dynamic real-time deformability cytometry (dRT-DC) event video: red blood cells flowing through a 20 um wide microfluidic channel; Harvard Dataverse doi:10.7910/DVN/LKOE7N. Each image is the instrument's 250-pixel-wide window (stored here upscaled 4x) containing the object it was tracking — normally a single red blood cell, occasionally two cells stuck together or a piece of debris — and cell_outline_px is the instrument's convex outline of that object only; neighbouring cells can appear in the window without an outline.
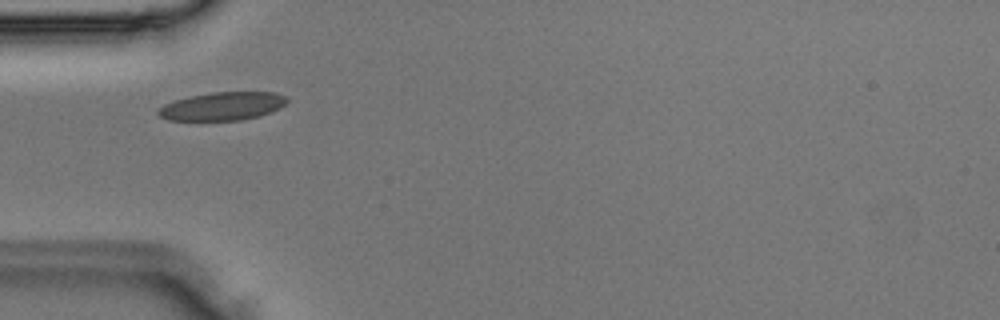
{"species": "Egyptian fruit bat (a non-hibernating species)", "species_latin": "Rousettus aegyptiacus", "temperature_condition": "room temperature", "stored_images_in_passage": 3, "camera_frame_rate_fps": 3000, "um_per_image_px": 0.085, "animal": {"sex": "male"}, "frame": {"image": 1, "passage_image": 3, "time_ms": 0.667, "image_size_px": [1000, 320], "cell_outline_px": [[288, 100], [280, 108], [260, 116], [240, 120], [168, 120], [160, 116], [156, 112], [156, 108], [164, 104], [188, 96], [212, 92], [276, 92], [284, 96]], "centroid_in_image_um": [18.88, 9.02], "position_along_channel_um": 66.1, "area_um2": 21.21}}